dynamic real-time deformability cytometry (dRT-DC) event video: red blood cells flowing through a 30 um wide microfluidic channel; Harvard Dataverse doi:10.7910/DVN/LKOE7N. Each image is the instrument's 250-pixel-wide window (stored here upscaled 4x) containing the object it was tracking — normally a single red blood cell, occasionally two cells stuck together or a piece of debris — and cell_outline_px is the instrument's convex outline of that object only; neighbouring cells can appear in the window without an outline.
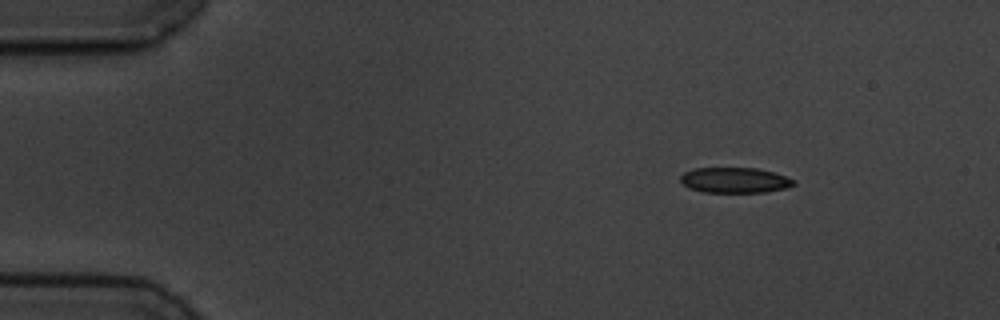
{"species": "common noctule bat (a hibernating species)", "species_latin": "Nyctalus noctula", "temperature_condition": "cold", "stored_images_in_passage": 5, "camera_frame_rate_fps": 3000, "um_per_image_px": 0.085, "animal": {"sex": "male", "body_mass_g": 19.5, "forearm_length_mm": 54.6}, "frame": {"image": 1, "passage_image": 1, "time_ms": 0.0, "image_size_px": [1000, 320], "cell_outline_px": [[796, 184], [788, 188], [764, 192], [704, 192], [688, 188], [680, 180], [680, 176], [684, 172], [692, 168], [756, 168], [772, 172], [796, 180]], "centroid_in_image_um": [62.45, 15.32], "position_along_channel_um": 22.5, "area_um2": 16.82}}
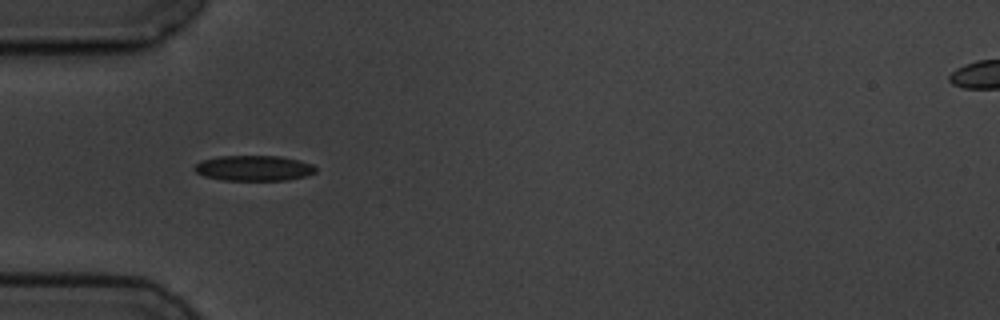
{"frame": {"image": 2, "passage_image": 4, "time_ms": 3.333, "image_size_px": [1000, 320], "cell_outline_px": [[316, 172], [308, 176], [288, 180], [224, 180], [204, 176], [196, 172], [192, 168], [200, 160], [220, 156], [280, 156], [300, 160], [312, 164], [316, 168]], "centroid_in_image_um": [21.59, 14.29], "position_along_channel_um": 63.4, "area_um2": 18.09}}
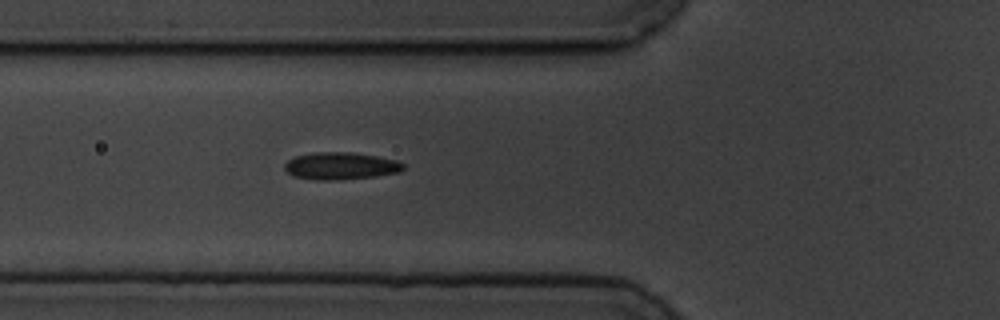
{"frame": {"image": 3, "passage_image": 5, "time_ms": 4.333, "image_size_px": [1000, 320], "cell_outline_px": [[404, 168], [400, 172], [376, 176], [340, 180], [316, 180], [296, 176], [288, 172], [284, 168], [284, 164], [288, 160], [296, 156], [316, 152], [352, 152], [376, 156], [396, 160], [404, 164]], "centroid_in_image_um": [28.97, 14.1], "position_along_channel_um": 96.8, "area_um2": 18.79}}